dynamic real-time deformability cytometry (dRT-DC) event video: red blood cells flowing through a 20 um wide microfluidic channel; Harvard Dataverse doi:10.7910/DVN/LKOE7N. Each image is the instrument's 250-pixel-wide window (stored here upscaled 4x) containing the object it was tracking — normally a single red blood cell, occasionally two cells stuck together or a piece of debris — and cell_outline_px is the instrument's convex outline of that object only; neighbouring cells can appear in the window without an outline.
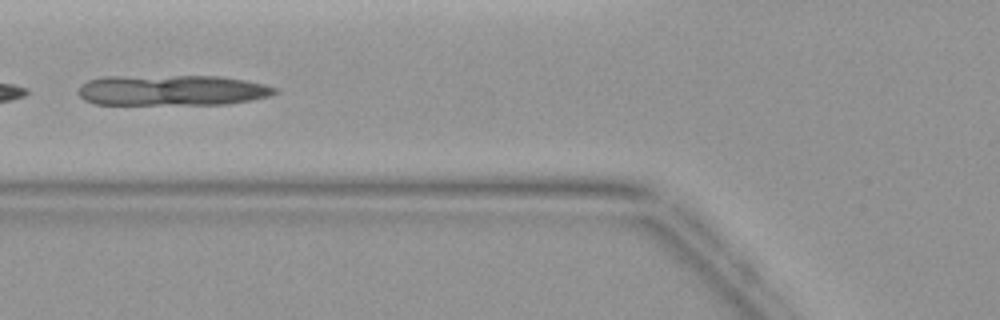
{"species": "common noctule bat (a hibernating species)", "species_latin": "Nyctalus noctula", "temperature_condition": "warm", "stored_images_in_passage": 3, "camera_frame_rate_fps": 3000, "um_per_image_px": 0.085, "animal": {"sex": "female", "body_mass_g": 19.9}, "frame": {"image": 1, "passage_image": 3, "time_ms": 4.667, "image_size_px": [1000, 320], "cell_outline_px": [[276, 92], [268, 96], [228, 104], [96, 104], [84, 100], [76, 92], [80, 84], [88, 80], [100, 76], [220, 76], [244, 80], [264, 84], [276, 88]], "centroid_in_image_um": [14.53, 7.66], "position_along_channel_um": 111.3, "area_um2": 35.14}}